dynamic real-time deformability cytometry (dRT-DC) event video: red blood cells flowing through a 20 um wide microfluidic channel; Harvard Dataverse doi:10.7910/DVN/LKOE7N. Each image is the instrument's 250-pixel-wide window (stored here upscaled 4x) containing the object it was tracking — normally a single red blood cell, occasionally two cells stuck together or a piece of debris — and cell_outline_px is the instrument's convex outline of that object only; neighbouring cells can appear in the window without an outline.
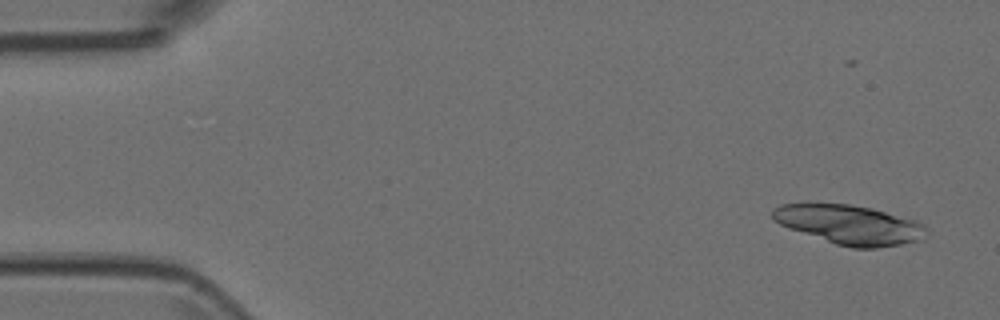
{"species": "Egyptian fruit bat (a non-hibernating species)", "species_latin": "Rousettus aegyptiacus", "temperature_condition": "room temperature", "stored_images_in_passage": 4, "camera_frame_rate_fps": 3000, "um_per_image_px": 0.085, "animal": {"sex": "female"}, "frame": {"image": 1, "passage_image": 1, "time_ms": 0.0, "image_size_px": [1000, 320], "cell_outline_px": [[928, 236], [924, 240], [876, 248], [852, 248], [836, 244], [788, 228], [772, 220], [772, 208], [780, 204], [804, 200], [848, 204], [872, 208], [916, 220], [924, 224], [928, 228]], "centroid_in_image_um": [72.17, 19.05], "position_along_channel_um": 12.8, "area_um2": 36.41}}